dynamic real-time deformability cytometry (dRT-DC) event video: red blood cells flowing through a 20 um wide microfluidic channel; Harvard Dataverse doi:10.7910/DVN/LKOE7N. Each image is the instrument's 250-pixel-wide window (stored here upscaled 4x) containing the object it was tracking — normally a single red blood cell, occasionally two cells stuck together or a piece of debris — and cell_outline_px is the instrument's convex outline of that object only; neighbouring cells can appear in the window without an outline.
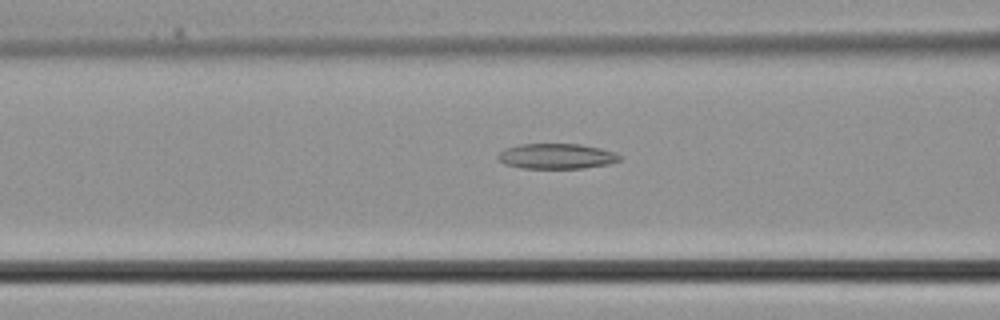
{"species": "common noctule bat (a hibernating species)", "species_latin": "Nyctalus noctula", "temperature_condition": "cold", "stored_images_in_passage": 36, "camera_frame_rate_fps": 3000, "um_per_image_px": 0.085, "animal": {"sex": "male", "body_mass_g": 21.5, "forearm_length_mm": 52.0}, "frame": {"image": 1, "passage_image": 14, "time_ms": 4.333, "image_size_px": [1000, 320], "cell_outline_px": [[620, 160], [608, 164], [584, 168], [520, 168], [504, 164], [496, 160], [496, 156], [504, 148], [520, 144], [580, 144], [600, 148], [616, 152], [620, 156]], "centroid_in_image_um": [47.26, 13.28], "position_along_channel_um": 119.3, "area_um2": 18.09}}
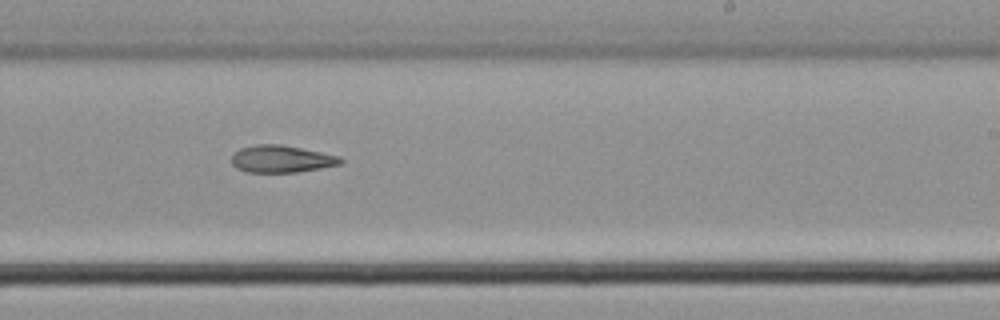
{"frame": {"image": 2, "passage_image": 22, "time_ms": 7.0, "image_size_px": [1000, 320], "cell_outline_px": [[344, 160], [340, 164], [320, 168], [296, 172], [244, 172], [236, 168], [232, 164], [232, 156], [240, 148], [256, 144], [280, 144], [340, 156]], "centroid_in_image_um": [23.9, 13.51], "position_along_channel_um": 265.1, "area_um2": 17.17}}
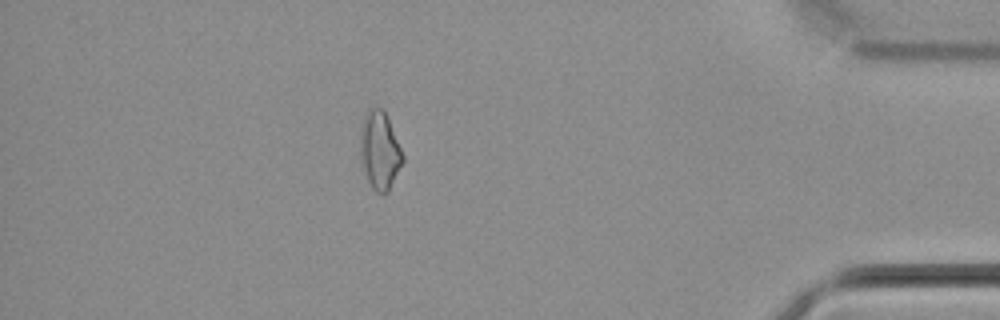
{"frame": {"image": 3, "passage_image": 32, "time_ms": 10.333, "image_size_px": [1000, 320], "cell_outline_px": [[404, 164], [388, 192], [384, 196], [380, 196], [372, 188], [368, 180], [360, 156], [360, 128], [364, 116], [368, 108], [384, 108], [404, 156]], "centroid_in_image_um": [32.29, 12.81], "position_along_channel_um": 402.9, "area_um2": 19.65}}